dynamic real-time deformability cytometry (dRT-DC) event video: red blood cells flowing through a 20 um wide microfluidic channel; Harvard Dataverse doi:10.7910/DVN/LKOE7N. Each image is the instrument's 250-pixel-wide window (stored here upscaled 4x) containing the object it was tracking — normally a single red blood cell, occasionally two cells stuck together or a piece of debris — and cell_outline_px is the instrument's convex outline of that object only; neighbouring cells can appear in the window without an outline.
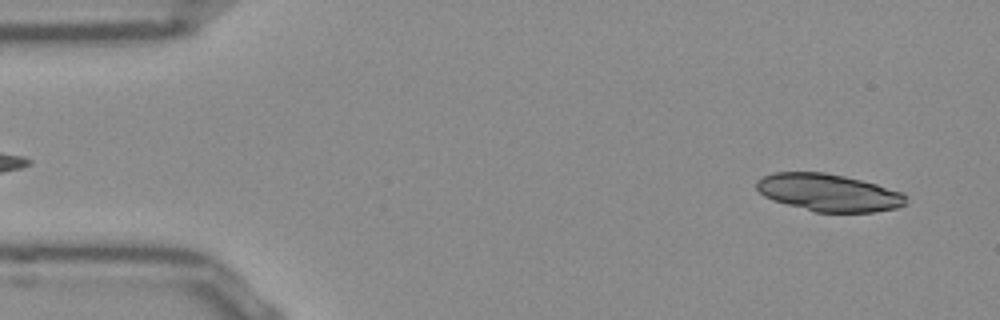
{"species": "Egyptian fruit bat (a non-hibernating species)", "species_latin": "Rousettus aegyptiacus", "temperature_condition": "room temperature", "stored_images_in_passage": 50, "camera_frame_rate_fps": 3000, "um_per_image_px": 0.085, "frame": {"image": 1, "passage_image": 3, "time_ms": 0.667, "image_size_px": [1000, 320], "cell_outline_px": [[908, 196], [904, 204], [896, 208], [872, 212], [816, 212], [772, 200], [764, 196], [756, 188], [756, 180], [772, 172], [824, 172], [844, 176], [876, 184], [900, 192]], "centroid_in_image_um": [70.4, 16.36], "position_along_channel_um": 14.6, "area_um2": 32.37}}